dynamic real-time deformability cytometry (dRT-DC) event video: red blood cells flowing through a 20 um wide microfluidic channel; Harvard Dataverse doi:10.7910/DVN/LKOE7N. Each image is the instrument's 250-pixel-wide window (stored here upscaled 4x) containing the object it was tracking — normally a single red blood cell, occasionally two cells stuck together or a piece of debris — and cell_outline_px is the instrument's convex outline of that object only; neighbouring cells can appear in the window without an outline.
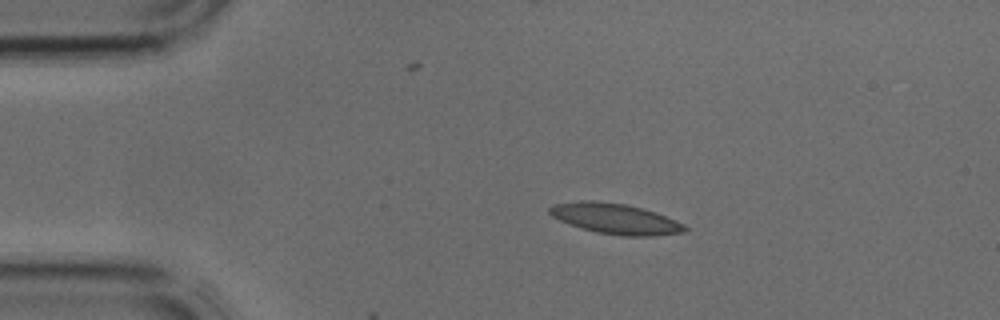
{"species": "common noctule bat (a hibernating species)", "species_latin": "Nyctalus noctula", "temperature_condition": "cold", "stored_images_in_passage": 4, "camera_frame_rate_fps": 3000, "um_per_image_px": 0.085, "animal": {"sex": "male", "body_mass_g": 17.9, "forearm_length_mm": 54.2}, "frame": {"image": 1, "passage_image": 3, "time_ms": 0.667, "image_size_px": [1000, 320], "cell_outline_px": [[688, 228], [684, 232], [652, 236], [624, 236], [596, 232], [560, 220], [552, 216], [548, 212], [548, 208], [556, 204], [580, 200], [596, 200], [628, 204], [656, 212], [676, 220], [684, 224]], "centroid_in_image_um": [52.34, 18.58], "position_along_channel_um": 32.7, "area_um2": 23.99}}